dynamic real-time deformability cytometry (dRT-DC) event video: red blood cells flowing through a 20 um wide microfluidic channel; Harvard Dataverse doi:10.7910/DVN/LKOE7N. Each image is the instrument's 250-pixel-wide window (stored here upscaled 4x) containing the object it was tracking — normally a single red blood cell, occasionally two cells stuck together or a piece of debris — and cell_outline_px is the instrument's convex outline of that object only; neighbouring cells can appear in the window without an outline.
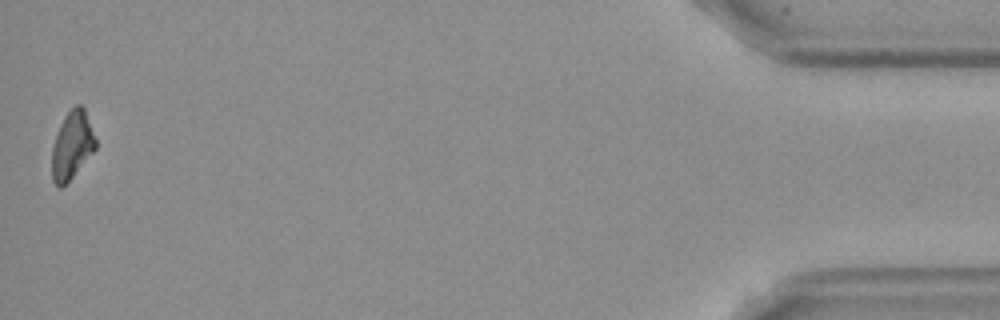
{"species": "Egyptian fruit bat (a non-hibernating species)", "species_latin": "Rousettus aegyptiacus", "temperature_condition": "cold", "stored_images_in_passage": 13, "camera_frame_rate_fps": 3000, "um_per_image_px": 0.085, "frame": {"image": 1, "passage_image": 13, "time_ms": 15.667, "image_size_px": [1000, 320], "cell_outline_px": [[96, 148], [72, 176], [60, 188], [52, 180], [52, 148], [56, 136], [64, 116], [76, 104], [80, 104], [84, 108], [96, 140]], "centroid_in_image_um": [6.12, 12.33], "position_along_channel_um": 429.1, "area_um2": 16.76}}